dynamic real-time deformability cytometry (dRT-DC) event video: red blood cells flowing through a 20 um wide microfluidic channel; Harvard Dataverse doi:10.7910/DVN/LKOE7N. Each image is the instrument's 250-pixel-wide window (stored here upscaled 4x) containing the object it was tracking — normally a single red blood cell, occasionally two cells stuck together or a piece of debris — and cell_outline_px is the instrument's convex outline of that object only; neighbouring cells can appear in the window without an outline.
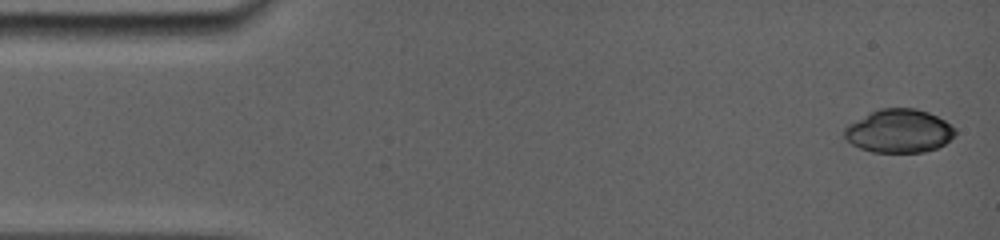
{"species": "common noctule bat (a hibernating species)", "species_latin": "Nyctalus noctula", "temperature_condition": "room temperature", "stored_images_in_passage": 7, "camera_frame_rate_fps": 5000, "um_per_image_px": 0.085, "animal": {"sex": "female", "body_mass_g": 19.0, "forearm_length_mm": 56.7}, "frame": {"image": 1, "passage_image": 1, "time_ms": 0.0, "image_size_px": [1000, 240], "cell_outline_px": [[956, 132], [944, 144], [936, 148], [924, 152], [872, 152], [860, 148], [852, 144], [844, 136], [844, 128], [848, 124], [880, 108], [916, 108], [928, 112], [944, 120], [956, 128]], "centroid_in_image_um": [76.42, 11.13], "position_along_channel_um": 8.6, "area_um2": 27.8}}